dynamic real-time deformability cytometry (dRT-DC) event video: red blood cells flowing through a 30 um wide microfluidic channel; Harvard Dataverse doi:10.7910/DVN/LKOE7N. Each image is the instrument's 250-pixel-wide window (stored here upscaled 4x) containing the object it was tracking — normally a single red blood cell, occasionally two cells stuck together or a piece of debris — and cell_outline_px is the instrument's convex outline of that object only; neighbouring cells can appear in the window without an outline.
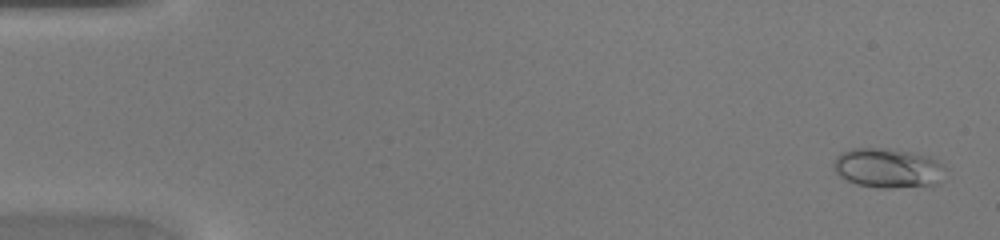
{"species": "common noctule bat (a hibernating species)", "species_latin": "Nyctalus noctula", "temperature_condition": "warm", "stored_images_in_passage": 45, "camera_frame_rate_fps": 3000, "um_per_image_px": 0.085, "animal": {"sex": "female", "body_mass_g": 20.0, "forearm_length_mm": 54.0}, "frame": {"image": 1, "passage_image": 2, "time_ms": 0.333, "image_size_px": [1000, 240], "cell_outline_px": [[948, 168], [936, 184], [888, 188], [880, 188], [856, 184], [840, 176], [836, 172], [832, 164], [836, 156], [840, 152], [852, 148], [884, 148], [908, 152], [928, 156], [944, 164]], "centroid_in_image_um": [75.45, 14.27], "position_along_channel_um": 9.5, "area_um2": 25.72}}
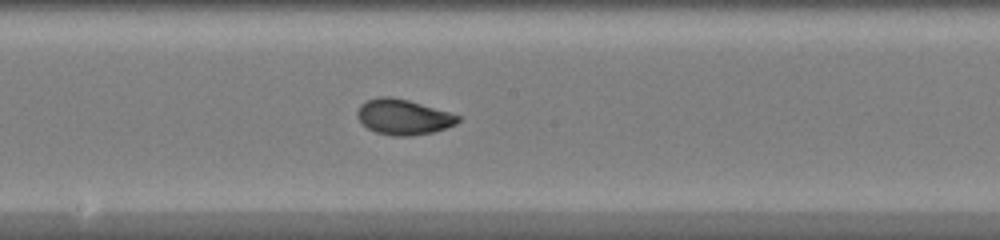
{"frame": {"image": 2, "passage_image": 25, "time_ms": 8.0, "image_size_px": [1000, 240], "cell_outline_px": [[464, 116], [456, 124], [432, 132], [412, 136], [392, 136], [376, 132], [368, 128], [356, 116], [356, 112], [360, 104], [368, 100], [380, 96], [388, 96], [408, 100]], "centroid_in_image_um": [34.3, 9.94], "position_along_channel_um": 213.9, "area_um2": 20.81}}
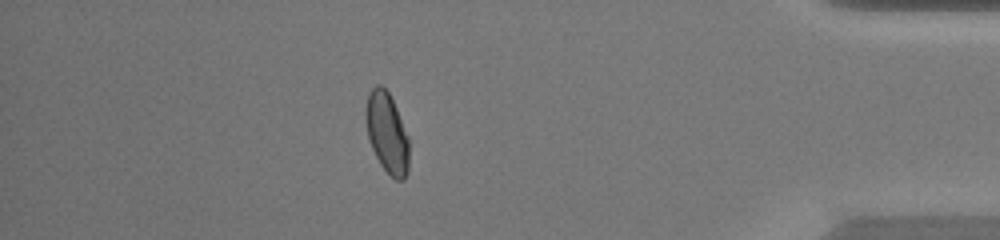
{"frame": {"image": 3, "passage_image": 40, "time_ms": 13.0, "image_size_px": [1000, 240], "cell_outline_px": [[408, 172], [404, 180], [396, 180], [380, 164], [368, 140], [364, 116], [364, 108], [368, 92], [376, 84], [380, 84], [388, 92], [396, 108], [408, 136]], "centroid_in_image_um": [32.86, 11.26], "position_along_channel_um": 402.3, "area_um2": 20.4}}